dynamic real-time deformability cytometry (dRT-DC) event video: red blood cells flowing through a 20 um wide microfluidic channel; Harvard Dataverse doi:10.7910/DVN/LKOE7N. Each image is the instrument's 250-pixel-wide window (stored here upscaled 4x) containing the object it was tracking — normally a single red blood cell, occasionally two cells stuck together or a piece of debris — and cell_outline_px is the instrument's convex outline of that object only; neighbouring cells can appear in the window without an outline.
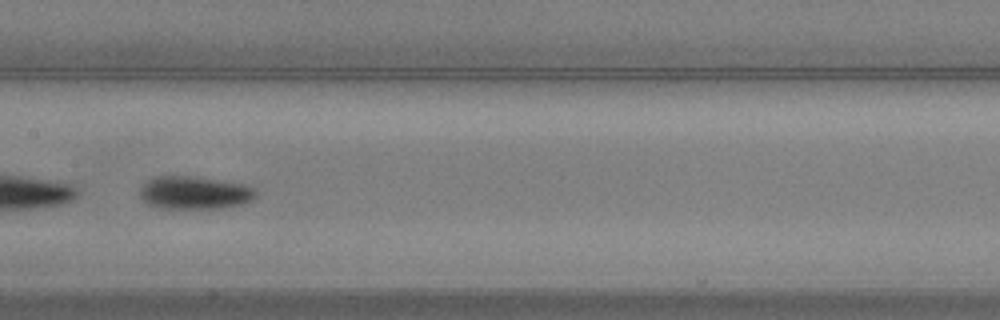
{"species": "common noctule bat (a hibernating species)", "species_latin": "Nyctalus noctula", "temperature_condition": "warm", "stored_images_in_passage": 9, "camera_frame_rate_fps": 3000, "um_per_image_px": 0.085, "animal": {"sex": "male", "body_mass_g": 20.5, "forearm_length_mm": 52.5}, "frame": {"image": 1, "passage_image": 7, "time_ms": 2.0, "image_size_px": [1000, 320], "cell_outline_px": [[256, 196], [252, 200], [240, 204], [224, 208], [160, 208], [148, 204], [140, 200], [140, 188], [152, 176], [200, 176], [244, 184], [256, 188]], "centroid_in_image_um": [16.53, 16.37], "position_along_channel_um": 190.9, "area_um2": 22.6}}
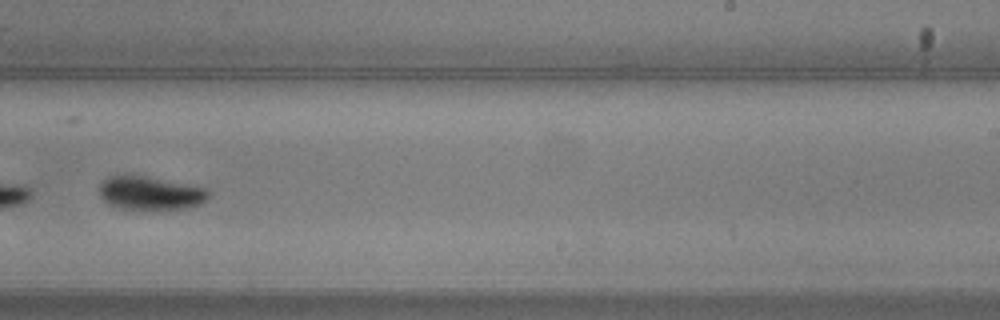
{"frame": {"image": 2, "passage_image": 9, "time_ms": 2.667, "image_size_px": [1000, 320], "cell_outline_px": [[208, 196], [200, 204], [188, 208], [156, 212], [140, 212], [120, 208], [108, 204], [100, 196], [100, 184], [108, 176], [148, 176], [208, 188]], "centroid_in_image_um": [12.78, 16.47], "position_along_channel_um": 276.2, "area_um2": 22.08}}